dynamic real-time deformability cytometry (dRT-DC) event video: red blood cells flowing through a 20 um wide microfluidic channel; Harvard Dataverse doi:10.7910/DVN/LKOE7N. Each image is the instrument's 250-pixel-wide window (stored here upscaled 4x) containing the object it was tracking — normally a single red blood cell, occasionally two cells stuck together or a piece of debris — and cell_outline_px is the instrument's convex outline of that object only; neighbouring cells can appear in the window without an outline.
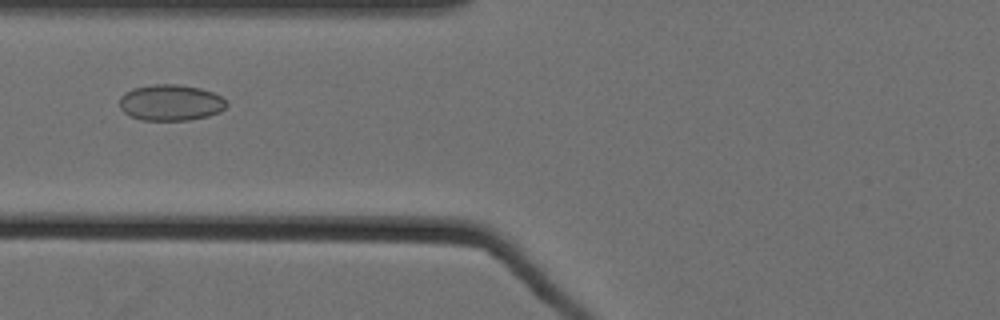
{"species": "Egyptian fruit bat (a non-hibernating species)", "species_latin": "Rousettus aegyptiacus", "temperature_condition": "cold", "stored_images_in_passage": 54, "camera_frame_rate_fps": 3000, "um_per_image_px": 0.085, "animal": {"sex": "female"}, "frame": {"image": 1, "passage_image": 21, "time_ms": 6.667, "image_size_px": [1000, 320], "cell_outline_px": [[228, 104], [220, 112], [208, 116], [188, 120], [140, 120], [124, 112], [120, 108], [120, 96], [124, 92], [132, 88], [152, 84], [180, 84], [200, 88], [212, 92], [220, 96]], "centroid_in_image_um": [14.49, 8.71], "position_along_channel_um": 111.3, "area_um2": 22.6}}
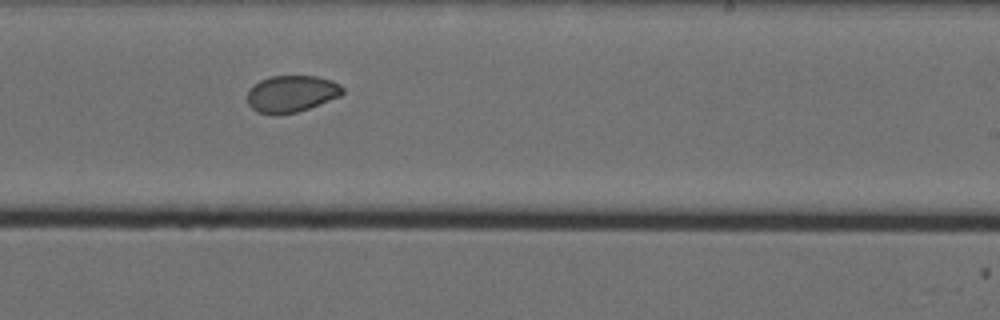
{"frame": {"image": 2, "passage_image": 34, "time_ms": 11.0, "image_size_px": [1000, 320], "cell_outline_px": [[344, 92], [340, 96], [308, 108], [296, 112], [280, 116], [276, 116], [256, 112], [248, 104], [248, 88], [260, 80], [272, 76], [316, 76], [332, 80], [340, 84], [344, 88]], "centroid_in_image_um": [24.75, 7.98], "position_along_channel_um": 264.2, "area_um2": 20.63}}
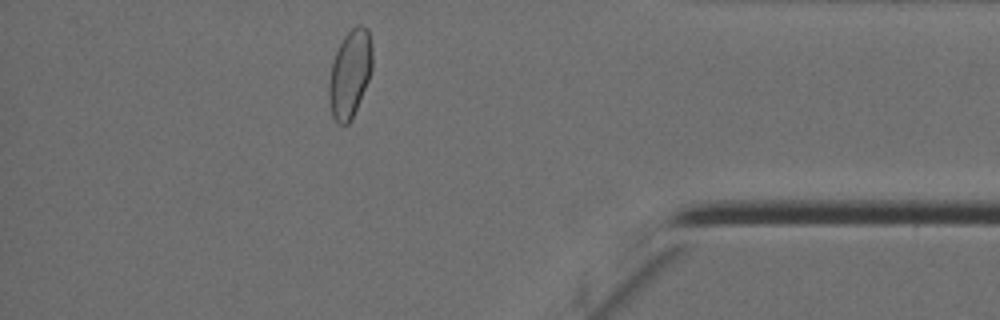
{"frame": {"image": 3, "passage_image": 48, "time_ms": 15.667, "image_size_px": [1000, 320], "cell_outline_px": [[372, 68], [368, 80], [352, 120], [348, 124], [336, 124], [332, 116], [328, 100], [328, 84], [332, 60], [344, 36], [352, 28], [360, 24], [368, 28], [372, 48]], "centroid_in_image_um": [29.73, 6.29], "position_along_channel_um": 405.5, "area_um2": 22.37}, "authors_computed_cell_mechanics": {"area_um2": 22.3108, "velocity_mm_per_s": 3.5353, "shape_relaxation_time_tau1_ms": null, "shape_relaxation_time_tau2_ms": 3.6915, "deformation_change_tau1": null, "deformation_change_tau2": 0.0509}}